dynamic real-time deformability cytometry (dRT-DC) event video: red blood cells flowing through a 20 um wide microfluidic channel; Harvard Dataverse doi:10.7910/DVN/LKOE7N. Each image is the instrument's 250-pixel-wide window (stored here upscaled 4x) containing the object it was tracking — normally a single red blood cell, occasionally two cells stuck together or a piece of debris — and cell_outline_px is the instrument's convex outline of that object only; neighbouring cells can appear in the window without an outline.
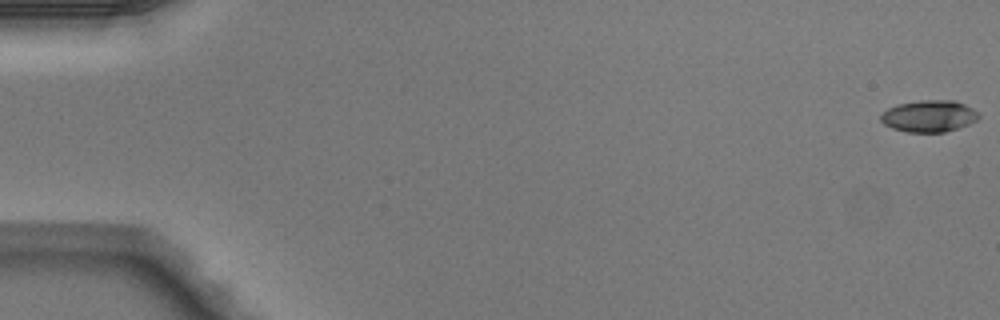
{"species": "Egyptian fruit bat (a non-hibernating species)", "species_latin": "Rousettus aegyptiacus", "temperature_condition": "warm", "stored_images_in_passage": 50, "camera_frame_rate_fps": 3000, "um_per_image_px": 0.085, "animal": {"sex": "male"}, "frame": {"image": 1, "passage_image": 1, "time_ms": 0.0, "image_size_px": [1000, 320], "cell_outline_px": [[980, 116], [976, 120], [968, 124], [944, 132], [908, 132], [892, 128], [884, 124], [880, 120], [880, 116], [888, 108], [896, 104], [920, 100], [956, 100], [972, 108]], "centroid_in_image_um": [78.94, 9.86], "position_along_channel_um": 6.1, "area_um2": 18.03}}
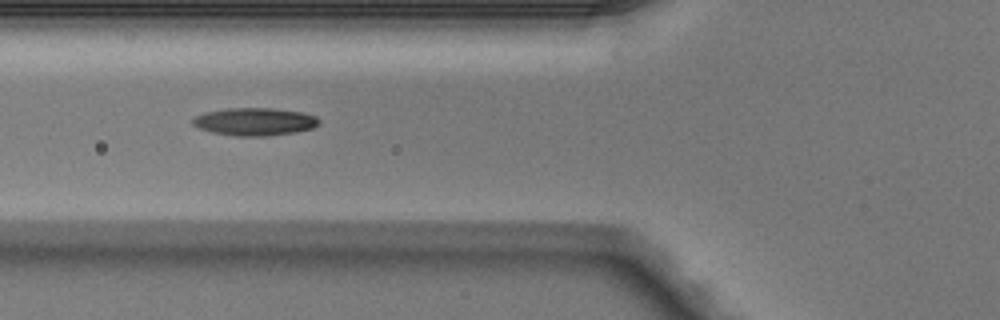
{"frame": {"image": 2, "passage_image": 20, "time_ms": 6.333, "image_size_px": [1000, 320], "cell_outline_px": [[320, 124], [312, 128], [296, 132], [268, 136], [236, 136], [212, 132], [200, 128], [192, 124], [192, 120], [196, 116], [204, 112], [224, 108], [272, 108], [300, 112], [316, 116], [320, 120]], "centroid_in_image_um": [21.65, 10.34], "position_along_channel_um": 104.1, "area_um2": 20.46}}
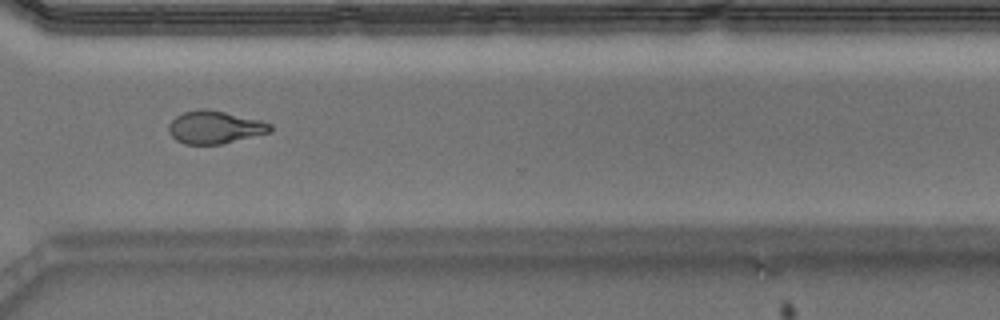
{"frame": {"image": 3, "passage_image": 38, "time_ms": 12.333, "image_size_px": [1000, 320], "cell_outline_px": [[272, 132], [220, 144], [184, 144], [176, 140], [168, 132], [168, 124], [176, 116], [184, 112], [200, 108], [204, 108], [224, 112], [260, 120], [272, 124]], "centroid_in_image_um": [18.25, 10.82], "position_along_channel_um": 352.4, "area_um2": 19.36}, "authors_computed_cell_mechanics": {"area_um2": 19.2474, "velocity_mm_per_s": 4.1296, "shape_relaxation_time_tau1_ms": null, "shape_relaxation_time_tau2_ms": 3.1136, "deformation_change_tau1": null, "deformation_change_tau2": 0.098}}